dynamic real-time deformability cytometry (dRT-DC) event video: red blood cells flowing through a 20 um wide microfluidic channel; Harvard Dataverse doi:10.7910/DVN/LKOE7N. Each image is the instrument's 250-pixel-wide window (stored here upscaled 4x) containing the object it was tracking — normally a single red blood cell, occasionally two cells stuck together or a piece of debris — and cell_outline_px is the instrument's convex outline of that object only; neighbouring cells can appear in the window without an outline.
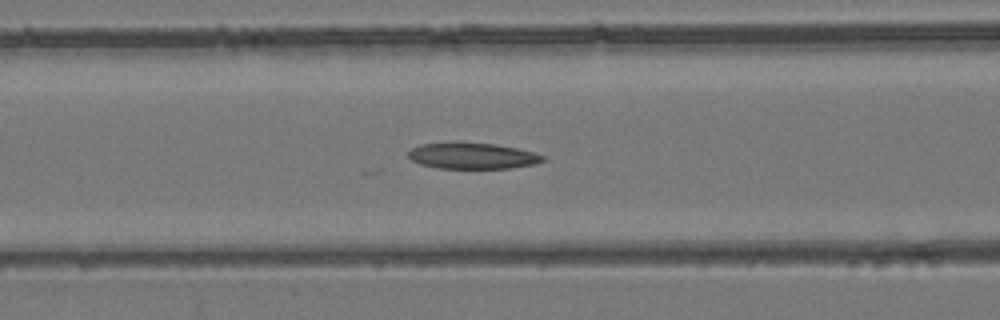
{"species": "common noctule bat (a hibernating species)", "species_latin": "Nyctalus noctula", "temperature_condition": "room temperature", "stored_images_in_passage": 52, "camera_frame_rate_fps": 3000, "um_per_image_px": 0.085, "animal": {"sex": "female", "body_mass_g": 24.6, "forearm_length_mm": 56.2}, "frame": {"image": 1, "passage_image": 21, "time_ms": 6.667, "image_size_px": [1000, 320], "cell_outline_px": [[544, 160], [532, 164], [508, 168], [436, 168], [420, 164], [412, 160], [408, 156], [408, 152], [412, 148], [420, 144], [448, 140], [460, 140], [496, 144], [516, 148], [532, 152], [544, 156]], "centroid_in_image_um": [40.05, 13.2], "position_along_channel_um": 126.6, "area_um2": 20.98}}
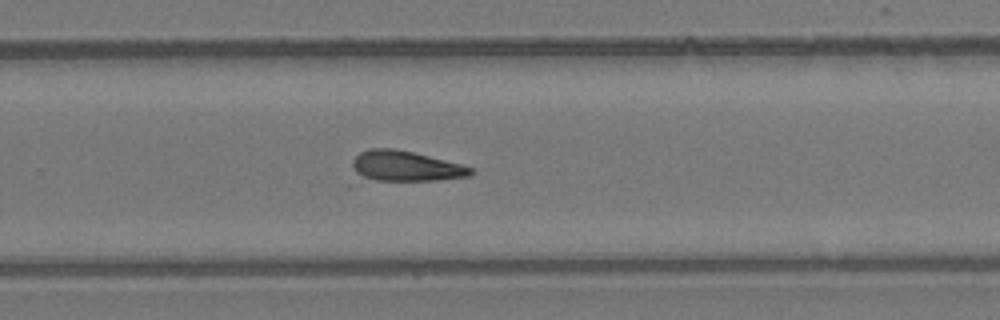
{"frame": {"image": 2, "passage_image": 34, "time_ms": 11.0, "image_size_px": [1000, 320], "cell_outline_px": [[476, 172], [468, 176], [440, 180], [376, 180], [364, 176], [356, 172], [352, 164], [352, 160], [360, 152], [368, 148], [396, 148], [460, 164], [472, 168]], "centroid_in_image_um": [34.49, 14.1], "position_along_channel_um": 295.3, "area_um2": 20.58}}
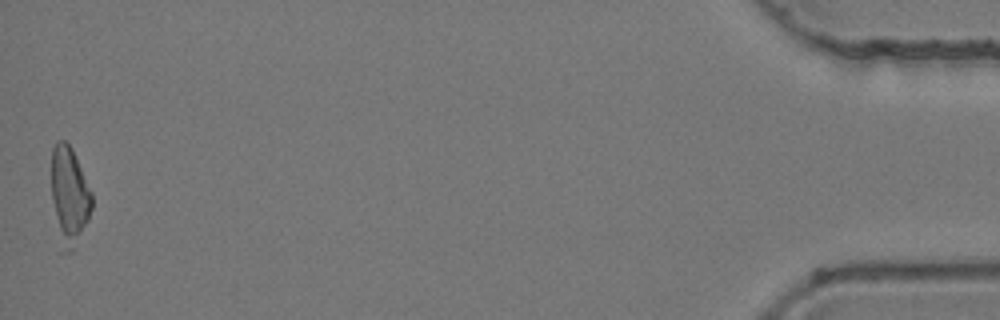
{"frame": {"image": 3, "passage_image": 52, "time_ms": 17.0, "image_size_px": [1000, 320], "cell_outline_px": [[92, 208], [88, 220], [72, 252], [60, 252], [52, 200], [52, 148], [56, 140], [64, 140], [72, 148], [92, 192]], "centroid_in_image_um": [5.88, 16.67], "position_along_channel_um": 429.3, "area_um2": 23.24}}